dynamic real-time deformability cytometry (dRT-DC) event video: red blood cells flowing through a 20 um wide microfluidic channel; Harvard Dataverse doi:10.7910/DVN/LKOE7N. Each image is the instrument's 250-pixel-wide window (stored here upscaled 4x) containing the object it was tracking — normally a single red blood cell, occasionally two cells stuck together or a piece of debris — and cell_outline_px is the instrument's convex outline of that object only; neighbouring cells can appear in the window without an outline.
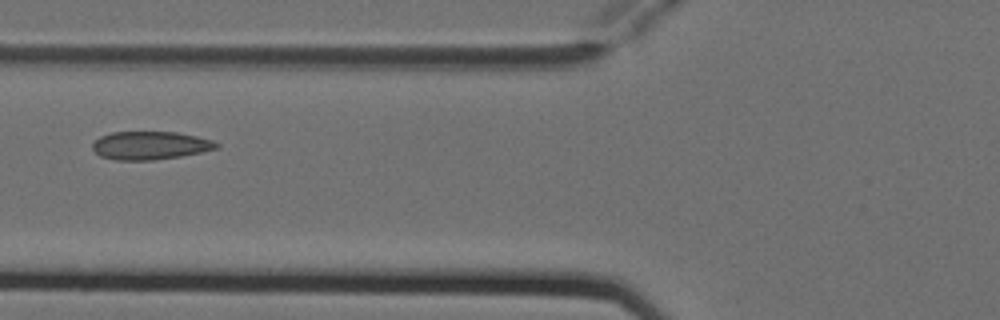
{"species": "Egyptian fruit bat (a non-hibernating species)", "species_latin": "Rousettus aegyptiacus", "temperature_condition": "cold", "stored_images_in_passage": 6, "camera_frame_rate_fps": 3000, "um_per_image_px": 0.085, "animal": {"sex": "female"}, "frame": {"image": 1, "passage_image": 6, "time_ms": 1.667, "image_size_px": [1000, 320], "cell_outline_px": [[220, 148], [180, 156], [152, 160], [116, 160], [100, 156], [92, 148], [92, 144], [100, 136], [112, 132], [176, 132], [196, 136], [212, 140], [220, 144]], "centroid_in_image_um": [12.77, 12.36], "position_along_channel_um": 113.0, "area_um2": 20.29}}